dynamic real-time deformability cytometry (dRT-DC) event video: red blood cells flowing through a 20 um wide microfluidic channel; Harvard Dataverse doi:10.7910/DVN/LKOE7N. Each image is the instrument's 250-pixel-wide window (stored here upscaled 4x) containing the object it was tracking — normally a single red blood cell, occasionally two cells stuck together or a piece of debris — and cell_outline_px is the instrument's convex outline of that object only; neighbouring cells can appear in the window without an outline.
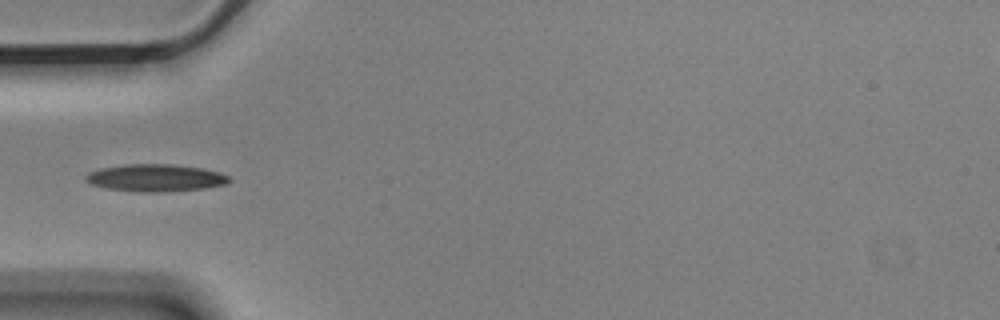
{"species": "Egyptian fruit bat (a non-hibernating species)", "species_latin": "Rousettus aegyptiacus", "temperature_condition": "cold", "stored_images_in_passage": 2, "camera_frame_rate_fps": 3000, "um_per_image_px": 0.085, "animal": {"sex": "male"}, "frame": {"image": 1, "passage_image": 2, "time_ms": 0.333, "image_size_px": [1000, 320], "cell_outline_px": [[232, 180], [224, 184], [204, 188], [160, 192], [144, 192], [108, 188], [92, 184], [84, 180], [84, 176], [88, 172], [100, 168], [124, 164], [172, 164], [204, 168], [220, 172], [228, 176]], "centroid_in_image_um": [13.21, 15.1], "position_along_channel_um": 71.8, "area_um2": 22.77}}